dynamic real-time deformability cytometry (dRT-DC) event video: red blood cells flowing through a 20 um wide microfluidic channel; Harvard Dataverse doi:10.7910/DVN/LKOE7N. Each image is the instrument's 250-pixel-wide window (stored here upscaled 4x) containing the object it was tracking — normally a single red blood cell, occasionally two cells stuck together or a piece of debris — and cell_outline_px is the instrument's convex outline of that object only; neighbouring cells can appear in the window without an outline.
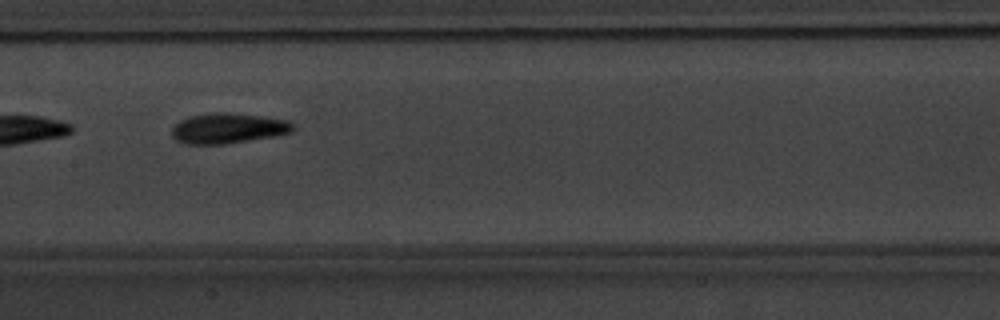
{"species": "common noctule bat (a hibernating species)", "species_latin": "Nyctalus noctula", "temperature_condition": "warm", "stored_images_in_passage": 37, "camera_frame_rate_fps": 3000, "um_per_image_px": 0.085, "animal": {"sex": "male", "body_mass_g": 20.1, "forearm_length_mm": 53.5}, "frame": {"image": 1, "passage_image": 11, "time_ms": 3.333, "image_size_px": [1000, 320], "cell_outline_px": [[296, 128], [292, 132], [272, 136], [224, 144], [184, 144], [176, 140], [172, 136], [172, 128], [180, 120], [188, 116], [212, 112], [228, 112], [264, 116], [288, 120]], "centroid_in_image_um": [19.37, 10.89], "position_along_channel_um": 188.0, "area_um2": 21.5}}
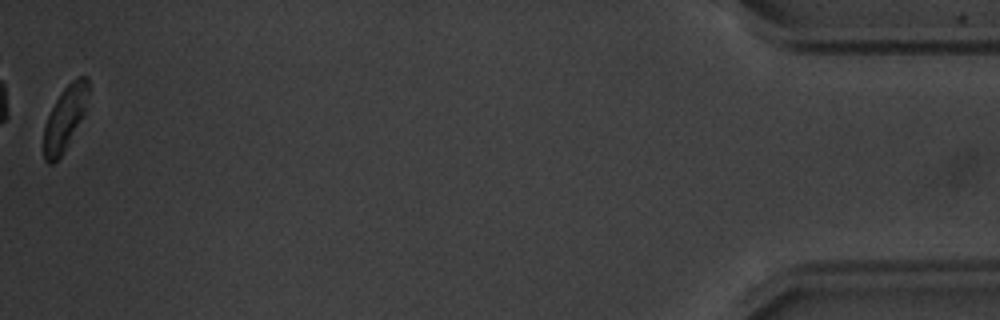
{"frame": {"image": 2, "passage_image": 37, "time_ms": 12.0, "image_size_px": [1000, 320], "cell_outline_px": [[88, 92], [84, 116], [64, 152], [52, 164], [48, 164], [44, 160], [44, 128], [48, 116], [60, 92], [72, 80], [80, 76], [88, 76]], "centroid_in_image_um": [5.53, 10.06], "position_along_channel_um": 429.7, "area_um2": 16.59}, "authors_computed_cell_mechanics": {"area_um2": 19.7098, "velocity_mm_per_s": 3.7697, "shape_relaxation_time_tau1_ms": 2.3289, "shape_relaxation_time_tau2_ms": 2.7236, "deformation_change_tau1": 0.141, "deformation_change_tau2": 0.0765}}